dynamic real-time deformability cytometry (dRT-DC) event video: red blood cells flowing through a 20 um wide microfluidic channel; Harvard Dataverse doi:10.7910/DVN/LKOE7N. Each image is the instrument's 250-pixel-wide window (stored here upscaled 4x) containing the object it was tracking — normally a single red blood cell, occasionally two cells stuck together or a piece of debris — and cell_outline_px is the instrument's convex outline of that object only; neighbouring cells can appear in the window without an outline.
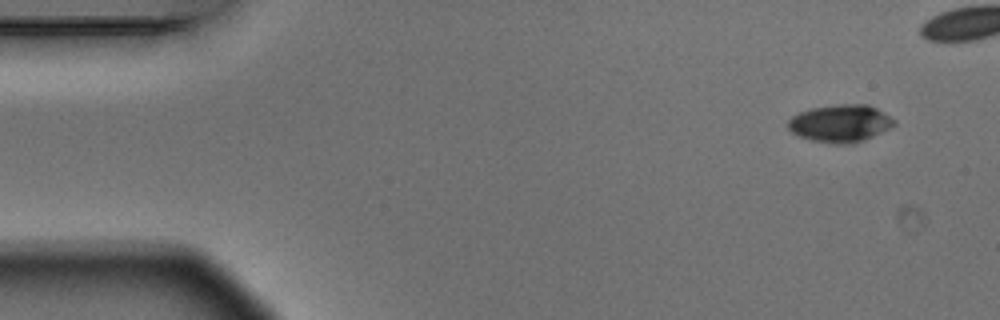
{"species": "Egyptian fruit bat (a non-hibernating species)", "species_latin": "Rousettus aegyptiacus", "temperature_condition": "warm", "stored_images_in_passage": 6, "camera_frame_rate_fps": 3000, "um_per_image_px": 0.085, "animal": {"sex": "male"}, "frame": {"image": 1, "passage_image": 1, "time_ms": 0.0, "image_size_px": [1000, 320], "cell_outline_px": [[896, 124], [872, 136], [848, 144], [836, 144], [812, 140], [800, 136], [792, 132], [788, 128], [788, 120], [792, 116], [800, 112], [812, 108], [836, 104], [868, 104], [884, 112], [896, 120]], "centroid_in_image_um": [71.42, 10.47], "position_along_channel_um": 13.6, "area_um2": 22.89}}
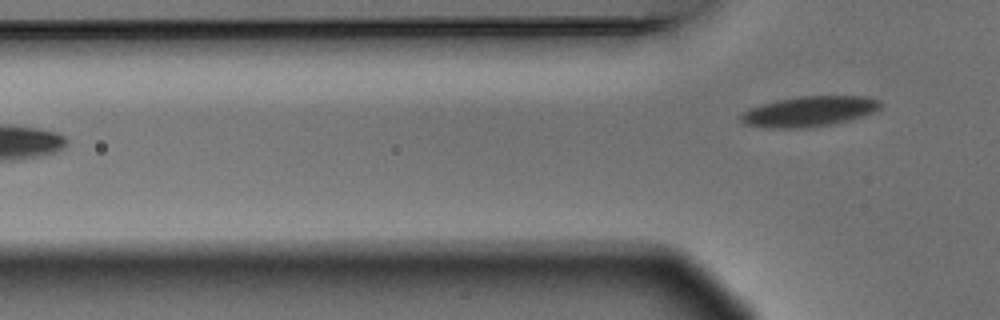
{"frame": {"image": 2, "passage_image": 6, "time_ms": 1.667, "image_size_px": [1000, 320], "cell_outline_px": [[880, 108], [864, 116], [836, 124], [808, 128], [768, 128], [744, 124], [740, 120], [740, 116], [744, 112], [760, 104], [776, 100], [800, 96], [864, 96], [880, 100]], "centroid_in_image_um": [68.79, 9.48], "position_along_channel_um": 57.0, "area_um2": 24.8}}